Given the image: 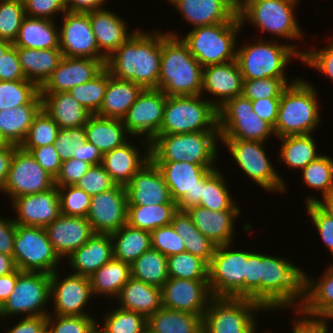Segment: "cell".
Returning <instances> with one entry per match:
<instances>
[{
    "label": "cell",
    "instance_id": "32",
    "mask_svg": "<svg viewBox=\"0 0 333 333\" xmlns=\"http://www.w3.org/2000/svg\"><path fill=\"white\" fill-rule=\"evenodd\" d=\"M42 108L60 129L85 126L92 115L70 92L40 93Z\"/></svg>",
    "mask_w": 333,
    "mask_h": 333
},
{
    "label": "cell",
    "instance_id": "49",
    "mask_svg": "<svg viewBox=\"0 0 333 333\" xmlns=\"http://www.w3.org/2000/svg\"><path fill=\"white\" fill-rule=\"evenodd\" d=\"M109 78L110 73L105 67L96 77L76 85L69 92L92 115L97 114L103 102Z\"/></svg>",
    "mask_w": 333,
    "mask_h": 333
},
{
    "label": "cell",
    "instance_id": "37",
    "mask_svg": "<svg viewBox=\"0 0 333 333\" xmlns=\"http://www.w3.org/2000/svg\"><path fill=\"white\" fill-rule=\"evenodd\" d=\"M84 128L87 142L94 144L102 154L128 142L129 133L122 119L104 118L94 114L88 118Z\"/></svg>",
    "mask_w": 333,
    "mask_h": 333
},
{
    "label": "cell",
    "instance_id": "60",
    "mask_svg": "<svg viewBox=\"0 0 333 333\" xmlns=\"http://www.w3.org/2000/svg\"><path fill=\"white\" fill-rule=\"evenodd\" d=\"M150 235L152 248L166 257L186 251L184 241L178 236L171 224L154 229Z\"/></svg>",
    "mask_w": 333,
    "mask_h": 333
},
{
    "label": "cell",
    "instance_id": "26",
    "mask_svg": "<svg viewBox=\"0 0 333 333\" xmlns=\"http://www.w3.org/2000/svg\"><path fill=\"white\" fill-rule=\"evenodd\" d=\"M48 239L61 258L68 257L94 234L91 224L85 217L60 214L45 227Z\"/></svg>",
    "mask_w": 333,
    "mask_h": 333
},
{
    "label": "cell",
    "instance_id": "5",
    "mask_svg": "<svg viewBox=\"0 0 333 333\" xmlns=\"http://www.w3.org/2000/svg\"><path fill=\"white\" fill-rule=\"evenodd\" d=\"M217 140H220L219 131L157 134L150 142V159L214 165L218 152Z\"/></svg>",
    "mask_w": 333,
    "mask_h": 333
},
{
    "label": "cell",
    "instance_id": "80",
    "mask_svg": "<svg viewBox=\"0 0 333 333\" xmlns=\"http://www.w3.org/2000/svg\"><path fill=\"white\" fill-rule=\"evenodd\" d=\"M13 44L0 39V59L3 56V54L12 46Z\"/></svg>",
    "mask_w": 333,
    "mask_h": 333
},
{
    "label": "cell",
    "instance_id": "50",
    "mask_svg": "<svg viewBox=\"0 0 333 333\" xmlns=\"http://www.w3.org/2000/svg\"><path fill=\"white\" fill-rule=\"evenodd\" d=\"M169 278L208 280L209 264L190 252L167 257Z\"/></svg>",
    "mask_w": 333,
    "mask_h": 333
},
{
    "label": "cell",
    "instance_id": "29",
    "mask_svg": "<svg viewBox=\"0 0 333 333\" xmlns=\"http://www.w3.org/2000/svg\"><path fill=\"white\" fill-rule=\"evenodd\" d=\"M186 211L199 232L210 239L215 246L232 244L234 219L239 216L240 210L214 211L198 205Z\"/></svg>",
    "mask_w": 333,
    "mask_h": 333
},
{
    "label": "cell",
    "instance_id": "40",
    "mask_svg": "<svg viewBox=\"0 0 333 333\" xmlns=\"http://www.w3.org/2000/svg\"><path fill=\"white\" fill-rule=\"evenodd\" d=\"M57 29L54 20L26 16L13 46L30 49L59 48Z\"/></svg>",
    "mask_w": 333,
    "mask_h": 333
},
{
    "label": "cell",
    "instance_id": "36",
    "mask_svg": "<svg viewBox=\"0 0 333 333\" xmlns=\"http://www.w3.org/2000/svg\"><path fill=\"white\" fill-rule=\"evenodd\" d=\"M142 90L143 88L136 83L115 78L110 74L103 102L96 115L122 119Z\"/></svg>",
    "mask_w": 333,
    "mask_h": 333
},
{
    "label": "cell",
    "instance_id": "12",
    "mask_svg": "<svg viewBox=\"0 0 333 333\" xmlns=\"http://www.w3.org/2000/svg\"><path fill=\"white\" fill-rule=\"evenodd\" d=\"M220 139L266 141L273 127L254 111L251 100L243 95L227 100L218 108Z\"/></svg>",
    "mask_w": 333,
    "mask_h": 333
},
{
    "label": "cell",
    "instance_id": "7",
    "mask_svg": "<svg viewBox=\"0 0 333 333\" xmlns=\"http://www.w3.org/2000/svg\"><path fill=\"white\" fill-rule=\"evenodd\" d=\"M240 28L242 25L238 18L235 22L193 28L181 39L204 68L236 60V34Z\"/></svg>",
    "mask_w": 333,
    "mask_h": 333
},
{
    "label": "cell",
    "instance_id": "69",
    "mask_svg": "<svg viewBox=\"0 0 333 333\" xmlns=\"http://www.w3.org/2000/svg\"><path fill=\"white\" fill-rule=\"evenodd\" d=\"M253 111L262 119L268 122L273 128L278 118L280 98H263L253 100Z\"/></svg>",
    "mask_w": 333,
    "mask_h": 333
},
{
    "label": "cell",
    "instance_id": "70",
    "mask_svg": "<svg viewBox=\"0 0 333 333\" xmlns=\"http://www.w3.org/2000/svg\"><path fill=\"white\" fill-rule=\"evenodd\" d=\"M16 224L13 220L0 218V253L13 256Z\"/></svg>",
    "mask_w": 333,
    "mask_h": 333
},
{
    "label": "cell",
    "instance_id": "25",
    "mask_svg": "<svg viewBox=\"0 0 333 333\" xmlns=\"http://www.w3.org/2000/svg\"><path fill=\"white\" fill-rule=\"evenodd\" d=\"M125 187L128 205L176 203L171 198L162 172L151 159L136 172Z\"/></svg>",
    "mask_w": 333,
    "mask_h": 333
},
{
    "label": "cell",
    "instance_id": "19",
    "mask_svg": "<svg viewBox=\"0 0 333 333\" xmlns=\"http://www.w3.org/2000/svg\"><path fill=\"white\" fill-rule=\"evenodd\" d=\"M128 197L126 187L114 188L91 196L87 219L94 233L112 234L127 224Z\"/></svg>",
    "mask_w": 333,
    "mask_h": 333
},
{
    "label": "cell",
    "instance_id": "46",
    "mask_svg": "<svg viewBox=\"0 0 333 333\" xmlns=\"http://www.w3.org/2000/svg\"><path fill=\"white\" fill-rule=\"evenodd\" d=\"M131 277L161 288L169 278L167 257L158 250L149 249L131 264Z\"/></svg>",
    "mask_w": 333,
    "mask_h": 333
},
{
    "label": "cell",
    "instance_id": "53",
    "mask_svg": "<svg viewBox=\"0 0 333 333\" xmlns=\"http://www.w3.org/2000/svg\"><path fill=\"white\" fill-rule=\"evenodd\" d=\"M60 127L42 108L34 117L21 147H41L54 144Z\"/></svg>",
    "mask_w": 333,
    "mask_h": 333
},
{
    "label": "cell",
    "instance_id": "62",
    "mask_svg": "<svg viewBox=\"0 0 333 333\" xmlns=\"http://www.w3.org/2000/svg\"><path fill=\"white\" fill-rule=\"evenodd\" d=\"M306 208L322 241L333 257V217L318 202L308 203Z\"/></svg>",
    "mask_w": 333,
    "mask_h": 333
},
{
    "label": "cell",
    "instance_id": "8",
    "mask_svg": "<svg viewBox=\"0 0 333 333\" xmlns=\"http://www.w3.org/2000/svg\"><path fill=\"white\" fill-rule=\"evenodd\" d=\"M297 0H242L238 4L241 25L250 21L263 31L287 39L302 38V30L294 15Z\"/></svg>",
    "mask_w": 333,
    "mask_h": 333
},
{
    "label": "cell",
    "instance_id": "23",
    "mask_svg": "<svg viewBox=\"0 0 333 333\" xmlns=\"http://www.w3.org/2000/svg\"><path fill=\"white\" fill-rule=\"evenodd\" d=\"M107 59L65 57L40 87V93L68 92L71 88L96 77L104 68Z\"/></svg>",
    "mask_w": 333,
    "mask_h": 333
},
{
    "label": "cell",
    "instance_id": "17",
    "mask_svg": "<svg viewBox=\"0 0 333 333\" xmlns=\"http://www.w3.org/2000/svg\"><path fill=\"white\" fill-rule=\"evenodd\" d=\"M55 186V179L45 171L33 155L18 146L3 191L12 201L24 195L44 192Z\"/></svg>",
    "mask_w": 333,
    "mask_h": 333
},
{
    "label": "cell",
    "instance_id": "47",
    "mask_svg": "<svg viewBox=\"0 0 333 333\" xmlns=\"http://www.w3.org/2000/svg\"><path fill=\"white\" fill-rule=\"evenodd\" d=\"M279 139L283 142L279 157L290 168L302 170L320 156L311 134L288 135Z\"/></svg>",
    "mask_w": 333,
    "mask_h": 333
},
{
    "label": "cell",
    "instance_id": "54",
    "mask_svg": "<svg viewBox=\"0 0 333 333\" xmlns=\"http://www.w3.org/2000/svg\"><path fill=\"white\" fill-rule=\"evenodd\" d=\"M0 39L14 43L26 17L22 0H0Z\"/></svg>",
    "mask_w": 333,
    "mask_h": 333
},
{
    "label": "cell",
    "instance_id": "44",
    "mask_svg": "<svg viewBox=\"0 0 333 333\" xmlns=\"http://www.w3.org/2000/svg\"><path fill=\"white\" fill-rule=\"evenodd\" d=\"M171 225L184 241L186 251L200 257L209 264L216 246L210 239L199 232L187 211L178 210L173 216Z\"/></svg>",
    "mask_w": 333,
    "mask_h": 333
},
{
    "label": "cell",
    "instance_id": "61",
    "mask_svg": "<svg viewBox=\"0 0 333 333\" xmlns=\"http://www.w3.org/2000/svg\"><path fill=\"white\" fill-rule=\"evenodd\" d=\"M86 141V131L84 126L60 129L54 142V147L63 162L73 157L80 148V145Z\"/></svg>",
    "mask_w": 333,
    "mask_h": 333
},
{
    "label": "cell",
    "instance_id": "21",
    "mask_svg": "<svg viewBox=\"0 0 333 333\" xmlns=\"http://www.w3.org/2000/svg\"><path fill=\"white\" fill-rule=\"evenodd\" d=\"M164 308L204 315L213 297L208 280L168 278L161 287Z\"/></svg>",
    "mask_w": 333,
    "mask_h": 333
},
{
    "label": "cell",
    "instance_id": "6",
    "mask_svg": "<svg viewBox=\"0 0 333 333\" xmlns=\"http://www.w3.org/2000/svg\"><path fill=\"white\" fill-rule=\"evenodd\" d=\"M219 131L218 108L202 95L166 96L162 126L158 134Z\"/></svg>",
    "mask_w": 333,
    "mask_h": 333
},
{
    "label": "cell",
    "instance_id": "56",
    "mask_svg": "<svg viewBox=\"0 0 333 333\" xmlns=\"http://www.w3.org/2000/svg\"><path fill=\"white\" fill-rule=\"evenodd\" d=\"M60 212L67 216L87 217L91 196L75 185L58 187Z\"/></svg>",
    "mask_w": 333,
    "mask_h": 333
},
{
    "label": "cell",
    "instance_id": "38",
    "mask_svg": "<svg viewBox=\"0 0 333 333\" xmlns=\"http://www.w3.org/2000/svg\"><path fill=\"white\" fill-rule=\"evenodd\" d=\"M17 54L26 79L34 82L39 88L51 76L63 58L62 51L59 48L30 49L17 47Z\"/></svg>",
    "mask_w": 333,
    "mask_h": 333
},
{
    "label": "cell",
    "instance_id": "79",
    "mask_svg": "<svg viewBox=\"0 0 333 333\" xmlns=\"http://www.w3.org/2000/svg\"><path fill=\"white\" fill-rule=\"evenodd\" d=\"M333 318V304L317 319V321L323 326L328 328L327 320ZM327 319V320H326Z\"/></svg>",
    "mask_w": 333,
    "mask_h": 333
},
{
    "label": "cell",
    "instance_id": "76",
    "mask_svg": "<svg viewBox=\"0 0 333 333\" xmlns=\"http://www.w3.org/2000/svg\"><path fill=\"white\" fill-rule=\"evenodd\" d=\"M293 333H323V326L317 320L300 318L294 321Z\"/></svg>",
    "mask_w": 333,
    "mask_h": 333
},
{
    "label": "cell",
    "instance_id": "28",
    "mask_svg": "<svg viewBox=\"0 0 333 333\" xmlns=\"http://www.w3.org/2000/svg\"><path fill=\"white\" fill-rule=\"evenodd\" d=\"M243 81V75L236 60L210 65L203 68L202 94L207 91L214 97L220 96V101L212 100V103L219 108L227 100L242 95Z\"/></svg>",
    "mask_w": 333,
    "mask_h": 333
},
{
    "label": "cell",
    "instance_id": "11",
    "mask_svg": "<svg viewBox=\"0 0 333 333\" xmlns=\"http://www.w3.org/2000/svg\"><path fill=\"white\" fill-rule=\"evenodd\" d=\"M263 309L248 298L213 296L203 316V328L207 333H255L254 315Z\"/></svg>",
    "mask_w": 333,
    "mask_h": 333
},
{
    "label": "cell",
    "instance_id": "75",
    "mask_svg": "<svg viewBox=\"0 0 333 333\" xmlns=\"http://www.w3.org/2000/svg\"><path fill=\"white\" fill-rule=\"evenodd\" d=\"M19 276V269L4 276H0V307L8 299L13 292L17 277Z\"/></svg>",
    "mask_w": 333,
    "mask_h": 333
},
{
    "label": "cell",
    "instance_id": "1",
    "mask_svg": "<svg viewBox=\"0 0 333 333\" xmlns=\"http://www.w3.org/2000/svg\"><path fill=\"white\" fill-rule=\"evenodd\" d=\"M162 33L137 29L108 58L105 67L115 78L128 80L143 89H156L160 72Z\"/></svg>",
    "mask_w": 333,
    "mask_h": 333
},
{
    "label": "cell",
    "instance_id": "3",
    "mask_svg": "<svg viewBox=\"0 0 333 333\" xmlns=\"http://www.w3.org/2000/svg\"><path fill=\"white\" fill-rule=\"evenodd\" d=\"M318 106L315 87L299 78L293 80L280 96L275 136L312 134L320 123Z\"/></svg>",
    "mask_w": 333,
    "mask_h": 333
},
{
    "label": "cell",
    "instance_id": "43",
    "mask_svg": "<svg viewBox=\"0 0 333 333\" xmlns=\"http://www.w3.org/2000/svg\"><path fill=\"white\" fill-rule=\"evenodd\" d=\"M113 257L130 265L152 248L149 231L136 229L128 224L111 234Z\"/></svg>",
    "mask_w": 333,
    "mask_h": 333
},
{
    "label": "cell",
    "instance_id": "31",
    "mask_svg": "<svg viewBox=\"0 0 333 333\" xmlns=\"http://www.w3.org/2000/svg\"><path fill=\"white\" fill-rule=\"evenodd\" d=\"M74 274L90 277L113 258L110 234L94 233L89 240L68 257Z\"/></svg>",
    "mask_w": 333,
    "mask_h": 333
},
{
    "label": "cell",
    "instance_id": "58",
    "mask_svg": "<svg viewBox=\"0 0 333 333\" xmlns=\"http://www.w3.org/2000/svg\"><path fill=\"white\" fill-rule=\"evenodd\" d=\"M46 316V324L53 333H92L94 326L98 323L91 315L71 316L53 315ZM55 320V321H54Z\"/></svg>",
    "mask_w": 333,
    "mask_h": 333
},
{
    "label": "cell",
    "instance_id": "66",
    "mask_svg": "<svg viewBox=\"0 0 333 333\" xmlns=\"http://www.w3.org/2000/svg\"><path fill=\"white\" fill-rule=\"evenodd\" d=\"M247 298L261 305V253L248 252Z\"/></svg>",
    "mask_w": 333,
    "mask_h": 333
},
{
    "label": "cell",
    "instance_id": "73",
    "mask_svg": "<svg viewBox=\"0 0 333 333\" xmlns=\"http://www.w3.org/2000/svg\"><path fill=\"white\" fill-rule=\"evenodd\" d=\"M73 158L83 160L91 165H99L102 164L103 154L94 144L86 141L80 145Z\"/></svg>",
    "mask_w": 333,
    "mask_h": 333
},
{
    "label": "cell",
    "instance_id": "27",
    "mask_svg": "<svg viewBox=\"0 0 333 333\" xmlns=\"http://www.w3.org/2000/svg\"><path fill=\"white\" fill-rule=\"evenodd\" d=\"M194 28L235 22L238 5L233 0H168Z\"/></svg>",
    "mask_w": 333,
    "mask_h": 333
},
{
    "label": "cell",
    "instance_id": "9",
    "mask_svg": "<svg viewBox=\"0 0 333 333\" xmlns=\"http://www.w3.org/2000/svg\"><path fill=\"white\" fill-rule=\"evenodd\" d=\"M294 56L301 60L294 45L260 40L237 49L236 62L243 79L286 78L284 69Z\"/></svg>",
    "mask_w": 333,
    "mask_h": 333
},
{
    "label": "cell",
    "instance_id": "30",
    "mask_svg": "<svg viewBox=\"0 0 333 333\" xmlns=\"http://www.w3.org/2000/svg\"><path fill=\"white\" fill-rule=\"evenodd\" d=\"M88 14L99 52H103L106 59L134 33L130 32L129 35L128 25L114 12L102 8Z\"/></svg>",
    "mask_w": 333,
    "mask_h": 333
},
{
    "label": "cell",
    "instance_id": "48",
    "mask_svg": "<svg viewBox=\"0 0 333 333\" xmlns=\"http://www.w3.org/2000/svg\"><path fill=\"white\" fill-rule=\"evenodd\" d=\"M225 181L221 172L216 168L211 169L205 175V183L203 185L202 198L199 206L214 210H240L232 200V197L228 191V187L225 186Z\"/></svg>",
    "mask_w": 333,
    "mask_h": 333
},
{
    "label": "cell",
    "instance_id": "51",
    "mask_svg": "<svg viewBox=\"0 0 333 333\" xmlns=\"http://www.w3.org/2000/svg\"><path fill=\"white\" fill-rule=\"evenodd\" d=\"M303 183L321 191L324 198L333 192V158L320 155L302 169Z\"/></svg>",
    "mask_w": 333,
    "mask_h": 333
},
{
    "label": "cell",
    "instance_id": "14",
    "mask_svg": "<svg viewBox=\"0 0 333 333\" xmlns=\"http://www.w3.org/2000/svg\"><path fill=\"white\" fill-rule=\"evenodd\" d=\"M50 293L49 274L19 270L13 292L0 307V318L24 313L26 317L47 316L44 307L51 299Z\"/></svg>",
    "mask_w": 333,
    "mask_h": 333
},
{
    "label": "cell",
    "instance_id": "35",
    "mask_svg": "<svg viewBox=\"0 0 333 333\" xmlns=\"http://www.w3.org/2000/svg\"><path fill=\"white\" fill-rule=\"evenodd\" d=\"M119 308L134 311L148 318L163 307L161 288L130 278L118 296Z\"/></svg>",
    "mask_w": 333,
    "mask_h": 333
},
{
    "label": "cell",
    "instance_id": "18",
    "mask_svg": "<svg viewBox=\"0 0 333 333\" xmlns=\"http://www.w3.org/2000/svg\"><path fill=\"white\" fill-rule=\"evenodd\" d=\"M165 104L166 95L161 90L143 89L122 118L129 135H144L147 141L144 144L150 145L162 126Z\"/></svg>",
    "mask_w": 333,
    "mask_h": 333
},
{
    "label": "cell",
    "instance_id": "78",
    "mask_svg": "<svg viewBox=\"0 0 333 333\" xmlns=\"http://www.w3.org/2000/svg\"><path fill=\"white\" fill-rule=\"evenodd\" d=\"M306 204L311 202H318L329 214L333 217V192L323 198V201L319 199H314V197H308Z\"/></svg>",
    "mask_w": 333,
    "mask_h": 333
},
{
    "label": "cell",
    "instance_id": "67",
    "mask_svg": "<svg viewBox=\"0 0 333 333\" xmlns=\"http://www.w3.org/2000/svg\"><path fill=\"white\" fill-rule=\"evenodd\" d=\"M29 151L35 160L55 179L61 169L62 161L55 150L54 144L41 147H22Z\"/></svg>",
    "mask_w": 333,
    "mask_h": 333
},
{
    "label": "cell",
    "instance_id": "24",
    "mask_svg": "<svg viewBox=\"0 0 333 333\" xmlns=\"http://www.w3.org/2000/svg\"><path fill=\"white\" fill-rule=\"evenodd\" d=\"M17 218L14 223L22 226L46 227L60 214L58 187L36 194L24 195L12 200Z\"/></svg>",
    "mask_w": 333,
    "mask_h": 333
},
{
    "label": "cell",
    "instance_id": "52",
    "mask_svg": "<svg viewBox=\"0 0 333 333\" xmlns=\"http://www.w3.org/2000/svg\"><path fill=\"white\" fill-rule=\"evenodd\" d=\"M40 88L29 80L0 81V110L28 104Z\"/></svg>",
    "mask_w": 333,
    "mask_h": 333
},
{
    "label": "cell",
    "instance_id": "4",
    "mask_svg": "<svg viewBox=\"0 0 333 333\" xmlns=\"http://www.w3.org/2000/svg\"><path fill=\"white\" fill-rule=\"evenodd\" d=\"M304 274L284 258L261 253V306L264 310L296 307L299 300L300 305L295 308L298 312L304 296Z\"/></svg>",
    "mask_w": 333,
    "mask_h": 333
},
{
    "label": "cell",
    "instance_id": "34",
    "mask_svg": "<svg viewBox=\"0 0 333 333\" xmlns=\"http://www.w3.org/2000/svg\"><path fill=\"white\" fill-rule=\"evenodd\" d=\"M41 109L42 97L39 92L28 104L0 110V132L10 144L21 146Z\"/></svg>",
    "mask_w": 333,
    "mask_h": 333
},
{
    "label": "cell",
    "instance_id": "77",
    "mask_svg": "<svg viewBox=\"0 0 333 333\" xmlns=\"http://www.w3.org/2000/svg\"><path fill=\"white\" fill-rule=\"evenodd\" d=\"M17 269L13 256L0 253V276L7 275Z\"/></svg>",
    "mask_w": 333,
    "mask_h": 333
},
{
    "label": "cell",
    "instance_id": "65",
    "mask_svg": "<svg viewBox=\"0 0 333 333\" xmlns=\"http://www.w3.org/2000/svg\"><path fill=\"white\" fill-rule=\"evenodd\" d=\"M25 15L53 20L52 15L66 13L65 0H23Z\"/></svg>",
    "mask_w": 333,
    "mask_h": 333
},
{
    "label": "cell",
    "instance_id": "63",
    "mask_svg": "<svg viewBox=\"0 0 333 333\" xmlns=\"http://www.w3.org/2000/svg\"><path fill=\"white\" fill-rule=\"evenodd\" d=\"M91 164L80 159L73 157L61 164L59 174L55 178V186L64 187L68 185H75L80 178L87 173Z\"/></svg>",
    "mask_w": 333,
    "mask_h": 333
},
{
    "label": "cell",
    "instance_id": "39",
    "mask_svg": "<svg viewBox=\"0 0 333 333\" xmlns=\"http://www.w3.org/2000/svg\"><path fill=\"white\" fill-rule=\"evenodd\" d=\"M325 272L319 282L304 274V296L297 313L305 314V319L317 320L333 304V265Z\"/></svg>",
    "mask_w": 333,
    "mask_h": 333
},
{
    "label": "cell",
    "instance_id": "22",
    "mask_svg": "<svg viewBox=\"0 0 333 333\" xmlns=\"http://www.w3.org/2000/svg\"><path fill=\"white\" fill-rule=\"evenodd\" d=\"M51 293L56 315L85 316V306L92 296L89 277L70 273L69 276L59 277L57 270L50 274ZM60 279V280H59Z\"/></svg>",
    "mask_w": 333,
    "mask_h": 333
},
{
    "label": "cell",
    "instance_id": "10",
    "mask_svg": "<svg viewBox=\"0 0 333 333\" xmlns=\"http://www.w3.org/2000/svg\"><path fill=\"white\" fill-rule=\"evenodd\" d=\"M231 244L216 246L208 268V284L214 297L247 298L248 251H233Z\"/></svg>",
    "mask_w": 333,
    "mask_h": 333
},
{
    "label": "cell",
    "instance_id": "33",
    "mask_svg": "<svg viewBox=\"0 0 333 333\" xmlns=\"http://www.w3.org/2000/svg\"><path fill=\"white\" fill-rule=\"evenodd\" d=\"M146 146L143 158L129 141L103 154L102 165L117 185L126 186L136 172L150 160V145Z\"/></svg>",
    "mask_w": 333,
    "mask_h": 333
},
{
    "label": "cell",
    "instance_id": "57",
    "mask_svg": "<svg viewBox=\"0 0 333 333\" xmlns=\"http://www.w3.org/2000/svg\"><path fill=\"white\" fill-rule=\"evenodd\" d=\"M287 78L244 79L242 95L249 100L280 98L289 85Z\"/></svg>",
    "mask_w": 333,
    "mask_h": 333
},
{
    "label": "cell",
    "instance_id": "13",
    "mask_svg": "<svg viewBox=\"0 0 333 333\" xmlns=\"http://www.w3.org/2000/svg\"><path fill=\"white\" fill-rule=\"evenodd\" d=\"M13 258L21 271L52 274L61 259L50 243L44 227L16 224Z\"/></svg>",
    "mask_w": 333,
    "mask_h": 333
},
{
    "label": "cell",
    "instance_id": "68",
    "mask_svg": "<svg viewBox=\"0 0 333 333\" xmlns=\"http://www.w3.org/2000/svg\"><path fill=\"white\" fill-rule=\"evenodd\" d=\"M26 80L22 71L17 47L11 46L0 59V81Z\"/></svg>",
    "mask_w": 333,
    "mask_h": 333
},
{
    "label": "cell",
    "instance_id": "41",
    "mask_svg": "<svg viewBox=\"0 0 333 333\" xmlns=\"http://www.w3.org/2000/svg\"><path fill=\"white\" fill-rule=\"evenodd\" d=\"M130 278L131 265L113 257L89 277L92 294L118 298Z\"/></svg>",
    "mask_w": 333,
    "mask_h": 333
},
{
    "label": "cell",
    "instance_id": "71",
    "mask_svg": "<svg viewBox=\"0 0 333 333\" xmlns=\"http://www.w3.org/2000/svg\"><path fill=\"white\" fill-rule=\"evenodd\" d=\"M46 325V316L25 317L7 333H38Z\"/></svg>",
    "mask_w": 333,
    "mask_h": 333
},
{
    "label": "cell",
    "instance_id": "55",
    "mask_svg": "<svg viewBox=\"0 0 333 333\" xmlns=\"http://www.w3.org/2000/svg\"><path fill=\"white\" fill-rule=\"evenodd\" d=\"M146 327L144 315L116 308L106 314L102 328L108 333H142Z\"/></svg>",
    "mask_w": 333,
    "mask_h": 333
},
{
    "label": "cell",
    "instance_id": "64",
    "mask_svg": "<svg viewBox=\"0 0 333 333\" xmlns=\"http://www.w3.org/2000/svg\"><path fill=\"white\" fill-rule=\"evenodd\" d=\"M328 46L318 51L300 52L301 61L310 65V67H314L333 80V40H331Z\"/></svg>",
    "mask_w": 333,
    "mask_h": 333
},
{
    "label": "cell",
    "instance_id": "15",
    "mask_svg": "<svg viewBox=\"0 0 333 333\" xmlns=\"http://www.w3.org/2000/svg\"><path fill=\"white\" fill-rule=\"evenodd\" d=\"M162 172L171 198L178 209L186 211L200 204L205 175L215 165H198L185 161H153Z\"/></svg>",
    "mask_w": 333,
    "mask_h": 333
},
{
    "label": "cell",
    "instance_id": "45",
    "mask_svg": "<svg viewBox=\"0 0 333 333\" xmlns=\"http://www.w3.org/2000/svg\"><path fill=\"white\" fill-rule=\"evenodd\" d=\"M178 210L177 203L128 205L127 224L133 228L151 232L159 227L170 225Z\"/></svg>",
    "mask_w": 333,
    "mask_h": 333
},
{
    "label": "cell",
    "instance_id": "59",
    "mask_svg": "<svg viewBox=\"0 0 333 333\" xmlns=\"http://www.w3.org/2000/svg\"><path fill=\"white\" fill-rule=\"evenodd\" d=\"M116 185L102 164L91 165L87 173L75 184L76 187L83 189L90 196L108 191Z\"/></svg>",
    "mask_w": 333,
    "mask_h": 333
},
{
    "label": "cell",
    "instance_id": "74",
    "mask_svg": "<svg viewBox=\"0 0 333 333\" xmlns=\"http://www.w3.org/2000/svg\"><path fill=\"white\" fill-rule=\"evenodd\" d=\"M18 146L10 144L0 149V191H3L6 180L8 178L9 169L14 156V152Z\"/></svg>",
    "mask_w": 333,
    "mask_h": 333
},
{
    "label": "cell",
    "instance_id": "20",
    "mask_svg": "<svg viewBox=\"0 0 333 333\" xmlns=\"http://www.w3.org/2000/svg\"><path fill=\"white\" fill-rule=\"evenodd\" d=\"M63 16V26L59 30V49L62 55L106 59L99 52L89 14L66 12Z\"/></svg>",
    "mask_w": 333,
    "mask_h": 333
},
{
    "label": "cell",
    "instance_id": "2",
    "mask_svg": "<svg viewBox=\"0 0 333 333\" xmlns=\"http://www.w3.org/2000/svg\"><path fill=\"white\" fill-rule=\"evenodd\" d=\"M172 33H162L157 89L166 96L201 95L203 67L182 39Z\"/></svg>",
    "mask_w": 333,
    "mask_h": 333
},
{
    "label": "cell",
    "instance_id": "42",
    "mask_svg": "<svg viewBox=\"0 0 333 333\" xmlns=\"http://www.w3.org/2000/svg\"><path fill=\"white\" fill-rule=\"evenodd\" d=\"M203 316L162 307L147 318V327L154 333H198Z\"/></svg>",
    "mask_w": 333,
    "mask_h": 333
},
{
    "label": "cell",
    "instance_id": "16",
    "mask_svg": "<svg viewBox=\"0 0 333 333\" xmlns=\"http://www.w3.org/2000/svg\"><path fill=\"white\" fill-rule=\"evenodd\" d=\"M230 150V154L237 165L254 180L261 188L267 191H285L284 180L274 170L266 151L262 148V141H250L239 139H221Z\"/></svg>",
    "mask_w": 333,
    "mask_h": 333
},
{
    "label": "cell",
    "instance_id": "72",
    "mask_svg": "<svg viewBox=\"0 0 333 333\" xmlns=\"http://www.w3.org/2000/svg\"><path fill=\"white\" fill-rule=\"evenodd\" d=\"M106 0H65L66 12L88 13L102 9Z\"/></svg>",
    "mask_w": 333,
    "mask_h": 333
}]
</instances>
